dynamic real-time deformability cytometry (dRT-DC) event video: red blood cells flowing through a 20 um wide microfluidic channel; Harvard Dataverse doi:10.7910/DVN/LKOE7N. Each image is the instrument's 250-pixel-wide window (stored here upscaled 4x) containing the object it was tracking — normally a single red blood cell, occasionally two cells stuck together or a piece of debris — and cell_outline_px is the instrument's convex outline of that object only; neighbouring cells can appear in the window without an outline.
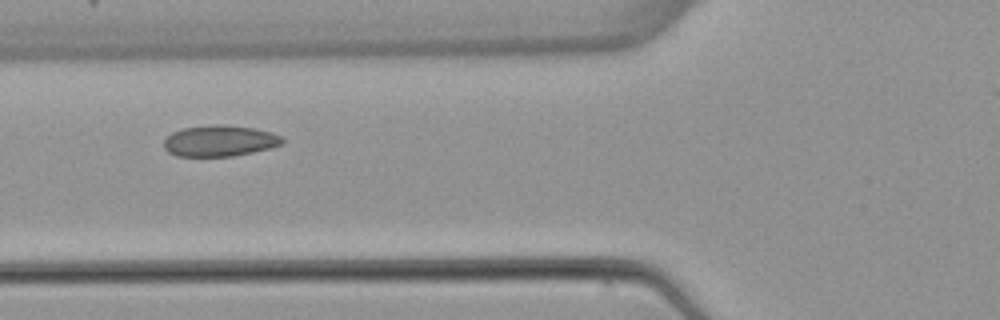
{"species": "common noctule bat (a hibernating species)", "species_latin": "Nyctalus noctula", "temperature_condition": "warm", "stored_images_in_passage": 2, "camera_frame_rate_fps": 3000, "um_per_image_px": 0.085, "animal": {"sex": "female", "body_mass_g": 22.7, "forearm_length_mm": 54.2}, "frame": {"image": 1, "passage_image": 2, "time_ms": 1.0, "image_size_px": [1000, 320], "cell_outline_px": [[284, 144], [272, 148], [232, 156], [176, 156], [168, 152], [164, 148], [164, 140], [172, 132], [184, 128], [216, 124], [224, 124], [252, 128], [272, 132], [280, 136], [284, 140]], "centroid_in_image_um": [18.69, 11.97], "position_along_channel_um": 107.1, "area_um2": 21.5}}